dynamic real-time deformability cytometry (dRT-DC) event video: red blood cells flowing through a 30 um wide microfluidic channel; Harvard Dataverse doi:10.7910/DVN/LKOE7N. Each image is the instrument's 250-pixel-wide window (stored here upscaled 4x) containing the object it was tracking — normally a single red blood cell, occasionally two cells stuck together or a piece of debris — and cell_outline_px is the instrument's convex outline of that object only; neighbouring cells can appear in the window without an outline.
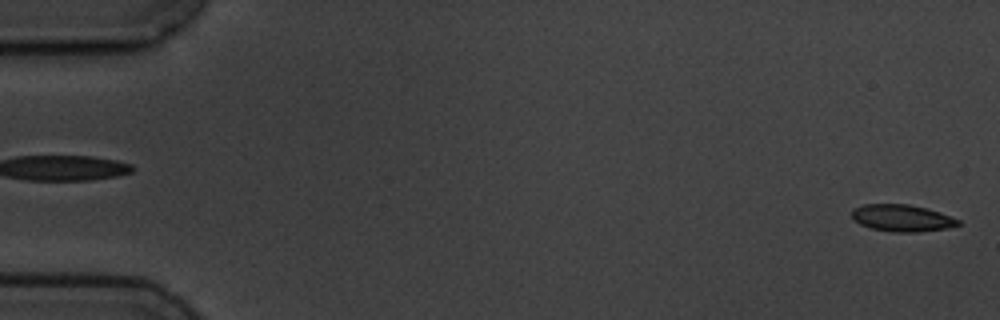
{"species": "common noctule bat (a hibernating species)", "species_latin": "Nyctalus noctula", "temperature_condition": "cold", "stored_images_in_passage": 5, "camera_frame_rate_fps": 3000, "um_per_image_px": 0.085, "animal": {"sex": "male", "body_mass_g": 19.5, "forearm_length_mm": 54.6}, "frame": {"image": 1, "passage_image": 5, "time_ms": 4.667, "image_size_px": [1000, 320], "cell_outline_px": [[960, 224], [948, 228], [920, 232], [892, 232], [872, 228], [860, 224], [852, 220], [852, 208], [864, 204], [908, 204], [940, 212], [960, 220]], "centroid_in_image_um": [76.65, 18.53], "position_along_channel_um": 8.4, "area_um2": 16.7}}